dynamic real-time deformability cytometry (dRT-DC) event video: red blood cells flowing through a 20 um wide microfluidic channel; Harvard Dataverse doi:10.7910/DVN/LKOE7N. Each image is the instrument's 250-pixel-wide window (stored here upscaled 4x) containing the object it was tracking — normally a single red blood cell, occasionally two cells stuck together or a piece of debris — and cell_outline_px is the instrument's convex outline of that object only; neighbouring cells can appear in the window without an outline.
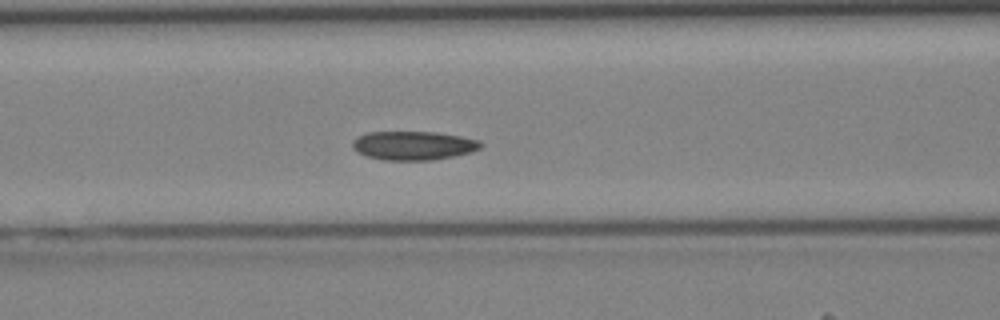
{"species": "Egyptian fruit bat (a non-hibernating species)", "species_latin": "Rousettus aegyptiacus", "temperature_condition": "cold", "stored_images_in_passage": 43, "camera_frame_rate_fps": 3000, "um_per_image_px": 0.085, "animal": {"sex": "female"}, "frame": {"image": 1, "passage_image": 18, "time_ms": 5.667, "image_size_px": [1000, 320], "cell_outline_px": [[484, 144], [480, 148], [472, 152], [432, 160], [384, 160], [368, 156], [356, 152], [352, 148], [352, 140], [356, 136], [368, 132], [436, 132], [460, 136], [480, 140]], "centroid_in_image_um": [35.12, 12.36], "position_along_channel_um": 131.5, "area_um2": 21.68}}
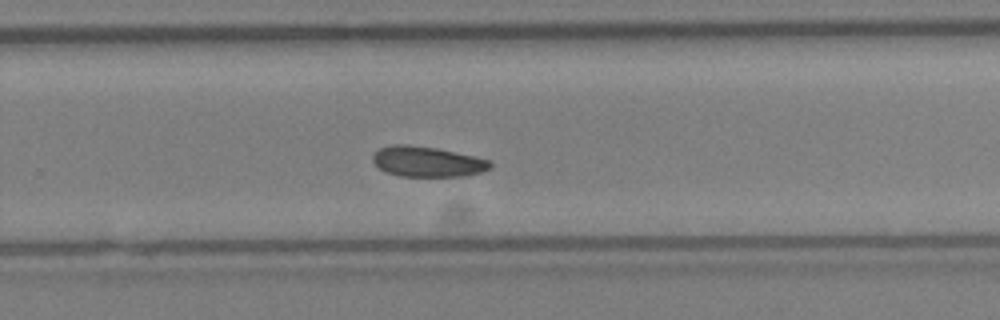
{"frame": {"image": 2, "passage_image": 28, "time_ms": 9.0, "image_size_px": [1000, 320], "cell_outline_px": [[492, 168], [480, 172], [464, 176], [400, 176], [384, 172], [372, 160], [372, 156], [380, 148], [392, 144], [404, 144], [436, 148], [476, 156], [492, 160]], "centroid_in_image_um": [36.35, 13.74], "position_along_channel_um": 293.5, "area_um2": 20.87}}
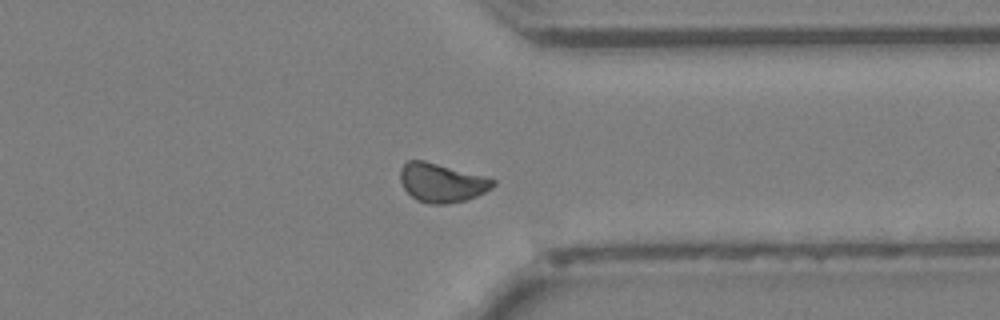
{"frame": {"image": 3, "passage_image": 33, "time_ms": 10.667, "image_size_px": [1000, 320], "cell_outline_px": [[496, 184], [492, 188], [476, 196], [464, 200], [448, 204], [432, 204], [416, 200], [404, 188], [400, 180], [400, 168], [408, 160], [424, 160], [484, 176], [496, 180]], "centroid_in_image_um": [37.54, 15.52], "position_along_channel_um": 373.9, "area_um2": 20.92}}